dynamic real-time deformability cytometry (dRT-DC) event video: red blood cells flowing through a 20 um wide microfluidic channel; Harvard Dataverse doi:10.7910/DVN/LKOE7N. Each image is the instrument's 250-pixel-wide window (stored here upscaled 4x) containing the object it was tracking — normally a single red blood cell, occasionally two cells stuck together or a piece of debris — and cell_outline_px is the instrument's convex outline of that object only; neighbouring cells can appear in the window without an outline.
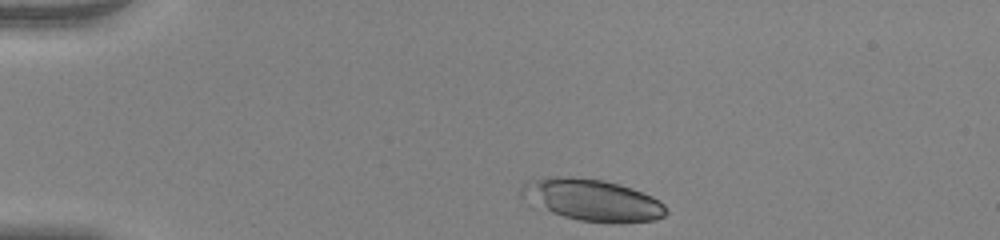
{"species": "human", "species_latin": "Homo sapiens", "temperature_condition": "warm", "stored_images_in_passage": 36, "camera_frame_rate_fps": 3000, "um_per_image_px": 0.085, "donor": {"sex": "female"}, "frame": {"image": 1, "passage_image": 1, "time_ms": 0.0, "image_size_px": [1000, 240], "cell_outline_px": [[668, 212], [664, 216], [656, 220], [620, 224], [612, 224], [580, 220], [528, 208], [520, 196], [520, 188], [528, 180], [548, 176], [572, 176], [604, 180], [632, 188], [652, 196], [660, 200], [664, 204]], "centroid_in_image_um": [50.23, 17.01], "position_along_channel_um": 34.8, "area_um2": 36.59}}
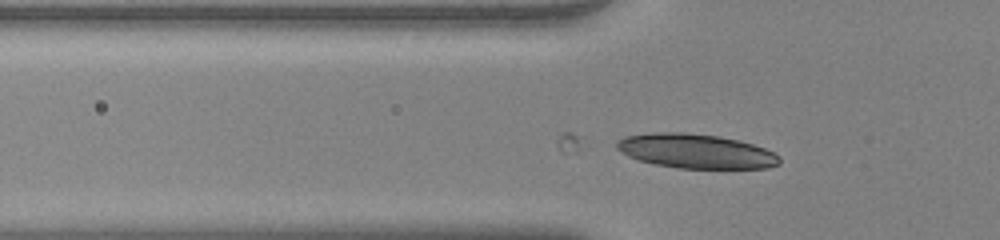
{"frame": {"image": 2, "passage_image": 8, "time_ms": 2.333, "image_size_px": [1000, 240], "cell_outline_px": [[780, 164], [768, 168], [680, 168], [656, 164], [640, 160], [628, 156], [616, 148], [616, 140], [624, 136], [656, 132], [684, 132], [720, 136], [752, 144], [776, 152], [780, 156]], "centroid_in_image_um": [59.16, 12.84], "position_along_channel_um": 66.6, "area_um2": 32.6}}